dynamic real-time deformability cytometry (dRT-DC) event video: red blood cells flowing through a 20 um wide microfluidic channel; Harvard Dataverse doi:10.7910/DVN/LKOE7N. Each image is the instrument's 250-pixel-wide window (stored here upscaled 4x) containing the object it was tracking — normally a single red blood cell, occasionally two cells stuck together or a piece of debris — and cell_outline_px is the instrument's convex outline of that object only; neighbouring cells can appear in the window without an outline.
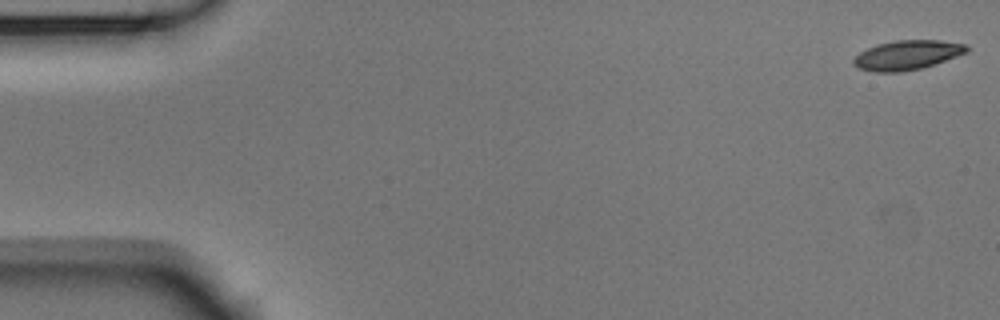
{"species": "Egyptian fruit bat (a non-hibernating species)", "species_latin": "Rousettus aegyptiacus", "temperature_condition": "room temperature", "stored_images_in_passage": 54, "camera_frame_rate_fps": 3000, "um_per_image_px": 0.085, "animal": {"sex": "male"}, "frame": {"image": 1, "passage_image": 1, "time_ms": 0.0, "image_size_px": [1000, 320], "cell_outline_px": [[968, 52], [924, 68], [900, 72], [876, 72], [856, 68], [852, 64], [852, 60], [860, 52], [876, 44], [896, 40], [940, 40], [968, 44]], "centroid_in_image_um": [77.11, 4.68], "position_along_channel_um": 7.9, "area_um2": 19.65}}
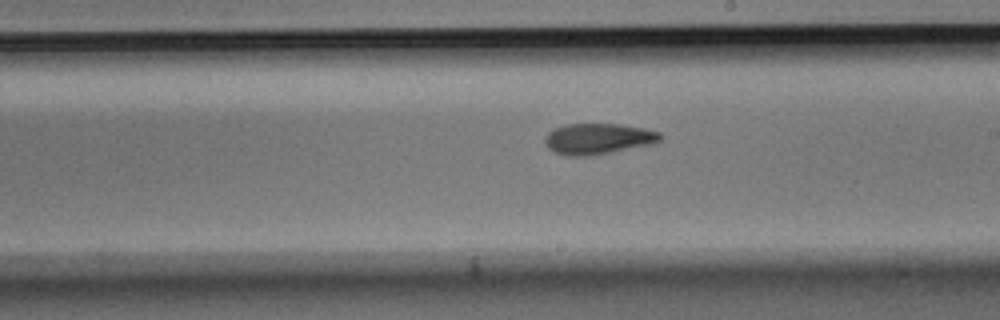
{"frame": {"image": 2, "passage_image": 31, "time_ms": 10.0, "image_size_px": [1000, 320], "cell_outline_px": [[664, 136], [656, 144], [612, 152], [588, 156], [564, 156], [548, 148], [544, 140], [548, 132], [552, 128], [564, 124], [620, 124], [644, 128], [660, 132]], "centroid_in_image_um": [50.86, 11.79], "position_along_channel_um": 238.1, "area_um2": 21.1}}
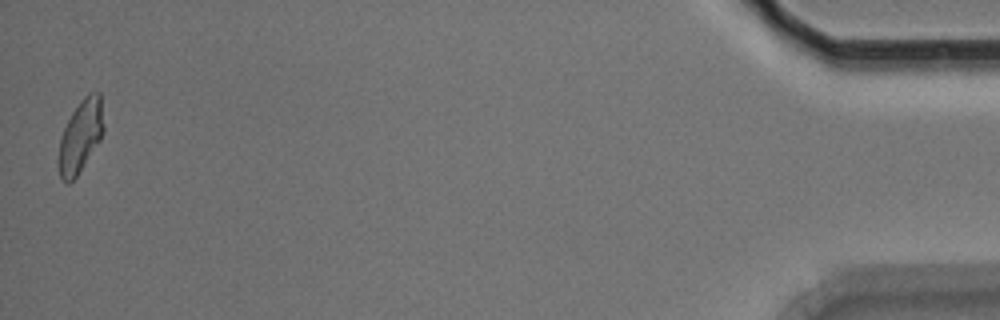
{"frame": {"image": 3, "passage_image": 54, "time_ms": 17.667, "image_size_px": [1000, 320], "cell_outline_px": [[104, 128], [100, 140], [76, 176], [68, 184], [64, 184], [60, 180], [56, 164], [56, 160], [60, 140], [64, 128], [72, 112], [80, 100], [88, 92], [100, 92], [104, 124]], "centroid_in_image_um": [6.81, 11.6], "position_along_channel_um": 428.4, "area_um2": 19.31}, "authors_computed_cell_mechanics": {"area_um2": 19.7098, "velocity_mm_per_s": 3.6867, "shape_relaxation_time_tau1_ms": 6.204, "shape_relaxation_time_tau2_ms": 3.1203, "deformation_change_tau1": 0.1546, "deformation_change_tau2": 0.0989}}